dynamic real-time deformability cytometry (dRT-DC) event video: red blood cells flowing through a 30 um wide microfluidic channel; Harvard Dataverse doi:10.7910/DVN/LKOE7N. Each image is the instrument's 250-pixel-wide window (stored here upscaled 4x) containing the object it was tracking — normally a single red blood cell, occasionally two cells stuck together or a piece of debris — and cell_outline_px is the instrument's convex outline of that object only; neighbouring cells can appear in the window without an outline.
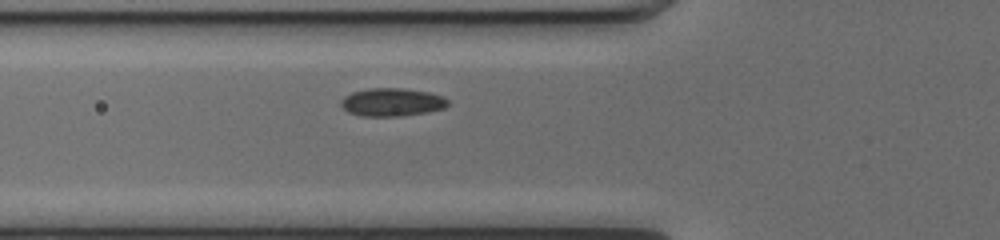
{"species": "common noctule bat (a hibernating species)", "species_latin": "Nyctalus noctula", "temperature_condition": "cold", "stored_images_in_passage": 39, "camera_frame_rate_fps": 3000, "um_per_image_px": 0.085, "animal": {"sex": "female", "body_mass_g": 17.0, "forearm_length_mm": 48.0}, "frame": {"image": 1, "passage_image": 6, "time_ms": 1.667, "image_size_px": [1000, 240], "cell_outline_px": [[448, 104], [444, 108], [428, 112], [400, 116], [360, 116], [348, 112], [340, 104], [340, 100], [344, 96], [352, 92], [368, 88], [404, 88], [428, 92], [444, 96], [448, 100]], "centroid_in_image_um": [33.31, 8.68], "position_along_channel_um": 92.5, "area_um2": 17.63}}
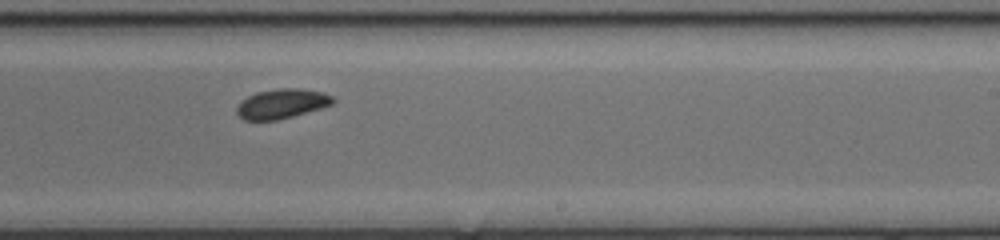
{"frame": {"image": 2, "passage_image": 19, "time_ms": 6.0, "image_size_px": [1000, 240], "cell_outline_px": [[336, 100], [332, 104], [320, 108], [292, 116], [276, 120], [244, 120], [236, 112], [236, 108], [248, 96], [256, 92], [276, 88], [300, 88], [320, 92], [332, 96]], "centroid_in_image_um": [23.95, 8.81], "position_along_channel_um": 265.0, "area_um2": 16.36}}
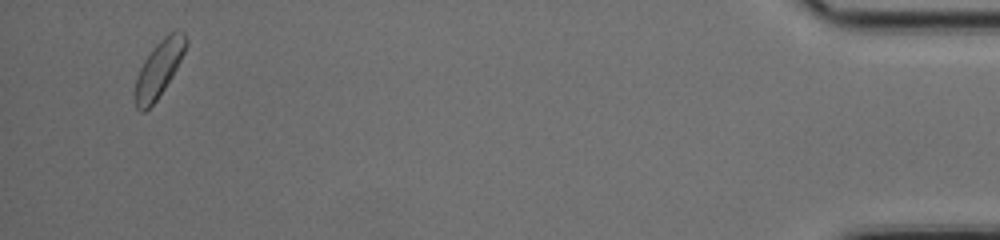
{"frame": {"image": 3, "passage_image": 37, "time_ms": 12.0, "image_size_px": [1000, 240], "cell_outline_px": [[188, 44], [172, 76], [156, 100], [144, 112], [140, 112], [136, 108], [132, 92], [136, 76], [144, 60], [152, 48], [168, 32], [184, 32], [188, 40]], "centroid_in_image_um": [13.45, 5.88], "position_along_channel_um": 421.7, "area_um2": 16.76}}